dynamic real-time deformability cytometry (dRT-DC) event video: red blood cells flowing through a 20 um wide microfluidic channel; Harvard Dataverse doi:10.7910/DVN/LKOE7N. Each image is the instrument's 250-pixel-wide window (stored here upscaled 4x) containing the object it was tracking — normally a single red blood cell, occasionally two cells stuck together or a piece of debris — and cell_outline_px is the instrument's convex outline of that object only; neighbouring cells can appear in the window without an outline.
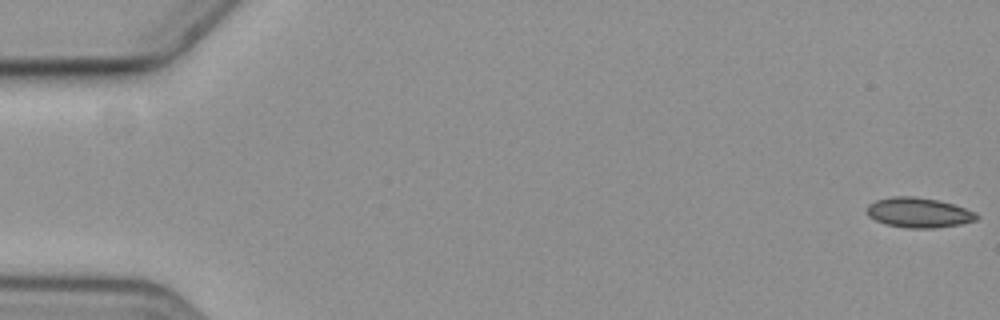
{"species": "common noctule bat (a hibernating species)", "species_latin": "Nyctalus noctula", "temperature_condition": "cold", "stored_images_in_passage": 6, "camera_frame_rate_fps": 3000, "um_per_image_px": 0.085, "animal": {"sex": "female", "body_mass_g": 19.3, "forearm_length_mm": 54.1}, "frame": {"image": 1, "passage_image": 1, "time_ms": 0.0, "image_size_px": [1000, 320], "cell_outline_px": [[980, 216], [976, 220], [960, 224], [936, 228], [908, 228], [884, 224], [868, 216], [868, 204], [876, 200], [892, 196], [912, 196], [936, 200], [952, 204], [976, 212]], "centroid_in_image_um": [78.09, 18.08], "position_along_channel_um": 6.9, "area_um2": 19.07}}
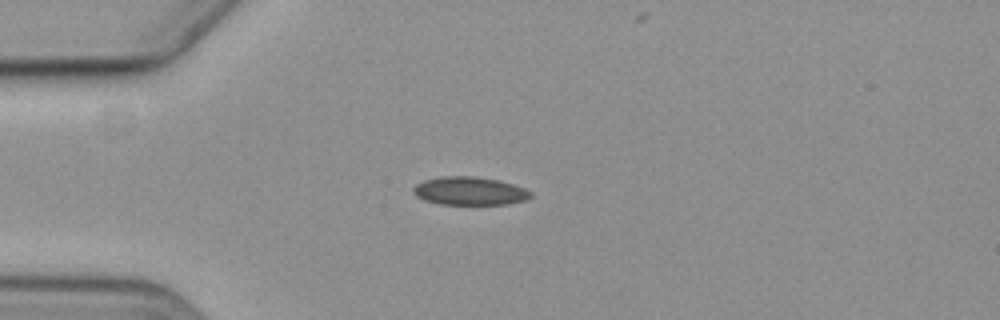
{"frame": {"image": 2, "passage_image": 4, "time_ms": 5.0, "image_size_px": [1000, 320], "cell_outline_px": [[532, 196], [524, 200], [508, 204], [440, 204], [424, 200], [416, 196], [412, 192], [412, 188], [416, 184], [424, 180], [440, 176], [472, 176], [496, 180], [512, 184], [524, 188], [532, 192]], "centroid_in_image_um": [39.88, 16.23], "position_along_channel_um": 45.1, "area_um2": 19.25}}
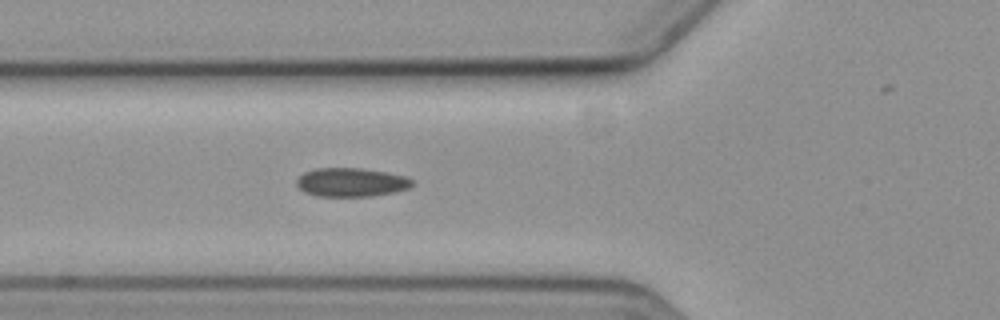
{"frame": {"image": 3, "passage_image": 6, "time_ms": 7.0, "image_size_px": [1000, 320], "cell_outline_px": [[412, 184], [408, 188], [396, 192], [372, 196], [316, 196], [304, 192], [296, 184], [296, 180], [304, 172], [316, 168], [360, 168], [384, 172], [404, 176], [412, 180]], "centroid_in_image_um": [29.82, 15.5], "position_along_channel_um": 96.0, "area_um2": 19.25}}